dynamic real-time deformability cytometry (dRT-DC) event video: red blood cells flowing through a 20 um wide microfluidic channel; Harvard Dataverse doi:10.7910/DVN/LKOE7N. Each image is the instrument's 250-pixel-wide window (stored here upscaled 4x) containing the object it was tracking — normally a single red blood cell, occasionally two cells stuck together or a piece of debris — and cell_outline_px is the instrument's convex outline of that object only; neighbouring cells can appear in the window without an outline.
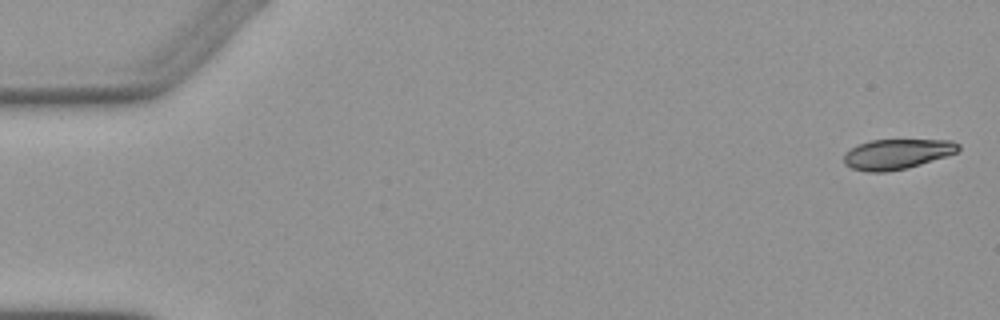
{"species": "Egyptian fruit bat (a non-hibernating species)", "species_latin": "Rousettus aegyptiacus", "temperature_condition": "warm", "stored_images_in_passage": 5, "camera_frame_rate_fps": 3000, "um_per_image_px": 0.085, "animal": {"sex": "female"}, "frame": {"image": 1, "passage_image": 1, "time_ms": 0.0, "image_size_px": [1000, 320], "cell_outline_px": [[960, 148], [956, 152], [908, 168], [888, 172], [868, 172], [852, 168], [844, 164], [844, 152], [860, 144], [872, 140], [952, 140], [960, 144]], "centroid_in_image_um": [76.22, 13.1], "position_along_channel_um": 8.8, "area_um2": 19.94}}